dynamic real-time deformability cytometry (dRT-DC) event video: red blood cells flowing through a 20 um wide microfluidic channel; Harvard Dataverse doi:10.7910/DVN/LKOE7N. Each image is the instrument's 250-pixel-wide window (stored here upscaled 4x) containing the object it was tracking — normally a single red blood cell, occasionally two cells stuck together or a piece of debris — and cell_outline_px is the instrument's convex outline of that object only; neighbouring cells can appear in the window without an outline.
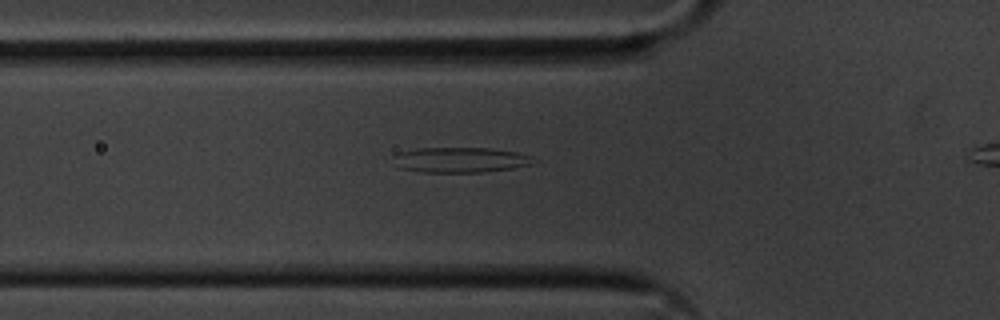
{"species": "common noctule bat (a hibernating species)", "species_latin": "Nyctalus noctula", "temperature_condition": "cold", "stored_images_in_passage": 31, "camera_frame_rate_fps": 3000, "um_per_image_px": 0.085, "animal": {"sex": "male", "body_mass_g": 20.1, "forearm_length_mm": 53.5}, "frame": {"image": 1, "passage_image": 2, "time_ms": 0.333, "image_size_px": [1000, 320], "cell_outline_px": [[536, 164], [512, 168], [480, 172], [424, 172], [400, 168], [392, 156], [400, 152], [416, 148], [492, 148], [516, 152], [532, 156], [536, 160]], "centroid_in_image_um": [39.18, 13.58], "position_along_channel_um": 86.6, "area_um2": 20.63}}
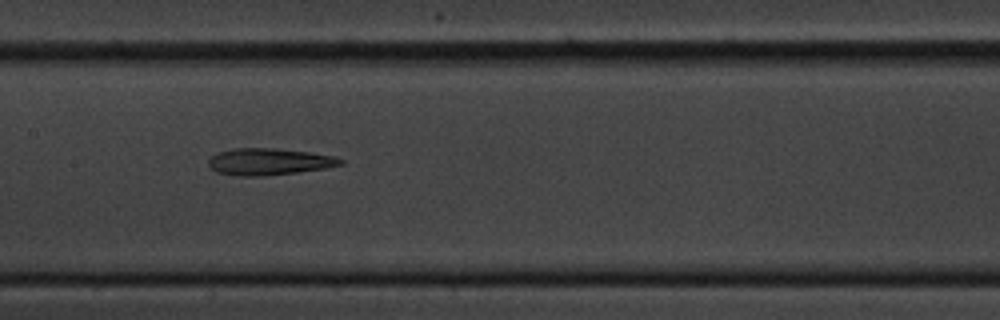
{"frame": {"image": 2, "passage_image": 10, "time_ms": 3.0, "image_size_px": [1000, 320], "cell_outline_px": [[344, 164], [324, 168], [296, 172], [264, 176], [236, 176], [216, 172], [208, 164], [208, 160], [216, 152], [232, 148], [276, 148], [308, 152], [332, 156], [344, 160]], "centroid_in_image_um": [22.82, 13.74], "position_along_channel_um": 184.6, "area_um2": 20.58}}
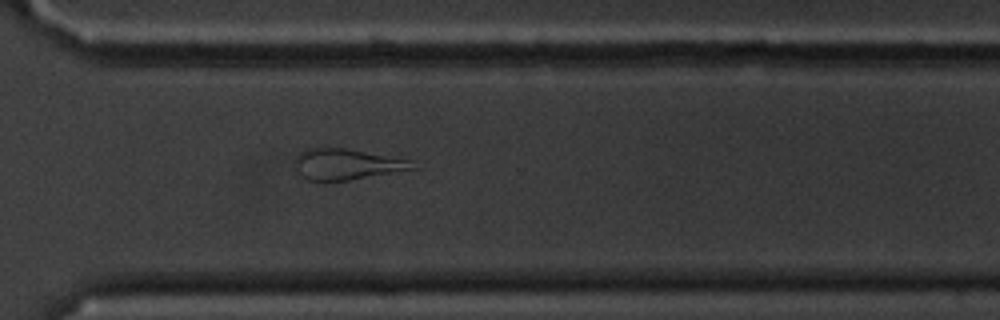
{"frame": {"image": 3, "passage_image": 23, "time_ms": 7.333, "image_size_px": [1000, 320], "cell_outline_px": [[420, 168], [324, 184], [308, 180], [300, 176], [292, 160], [300, 152], [308, 148], [344, 148], [412, 160]], "centroid_in_image_um": [29.43, 14.0], "position_along_channel_um": 341.2, "area_um2": 21.79}}